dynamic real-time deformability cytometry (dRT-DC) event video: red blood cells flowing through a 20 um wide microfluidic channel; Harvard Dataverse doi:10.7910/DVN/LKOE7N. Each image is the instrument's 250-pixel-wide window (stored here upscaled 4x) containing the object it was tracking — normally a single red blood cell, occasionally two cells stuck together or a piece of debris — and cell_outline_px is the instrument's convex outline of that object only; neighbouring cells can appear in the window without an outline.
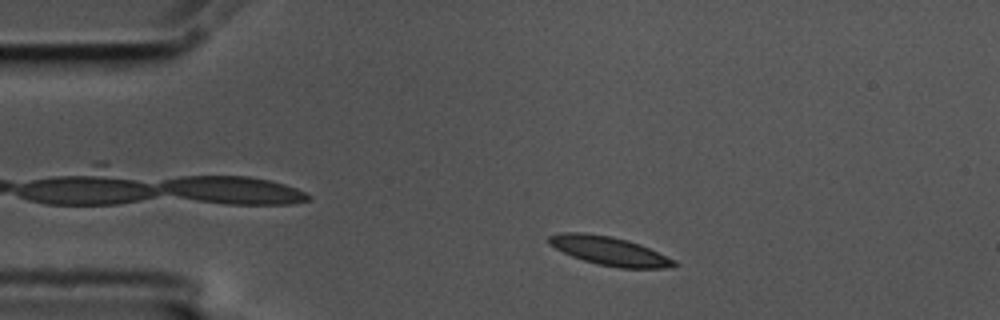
{"species": "common noctule bat (a hibernating species)", "species_latin": "Nyctalus noctula", "temperature_condition": "cold", "stored_images_in_passage": 47, "camera_frame_rate_fps": 3000, "um_per_image_px": 0.085, "animal": {"sex": "male", "body_mass_g": 17.5, "forearm_length_mm": 52.3}, "frame": {"image": 1, "passage_image": 1, "time_ms": 0.0, "image_size_px": [1000, 320], "cell_outline_px": [[680, 264], [668, 268], [620, 268], [596, 264], [572, 256], [548, 244], [548, 236], [564, 232], [584, 232], [612, 236], [628, 240], [640, 244], [676, 260]], "centroid_in_image_um": [51.82, 21.33], "position_along_channel_um": 33.2, "area_um2": 21.04}}
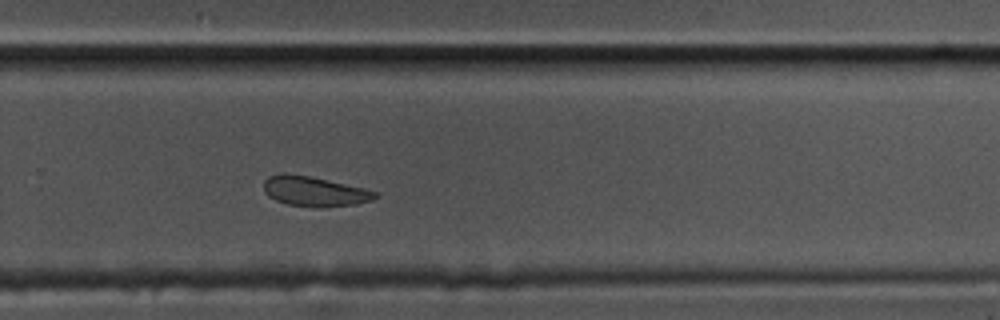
{"frame": {"image": 2, "passage_image": 28, "time_ms": 9.0, "image_size_px": [1000, 320], "cell_outline_px": [[380, 196], [372, 200], [356, 204], [288, 204], [276, 200], [268, 196], [264, 192], [264, 180], [268, 176], [284, 172], [308, 176], [364, 188], [376, 192]], "centroid_in_image_um": [26.68, 16.2], "position_along_channel_um": 303.1, "area_um2": 18.44}}
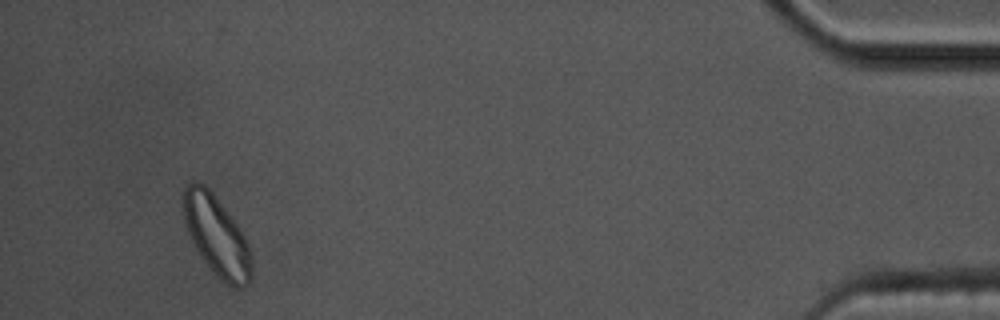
{"frame": {"image": 3, "passage_image": 44, "time_ms": 14.333, "image_size_px": [1000, 320], "cell_outline_px": [[252, 280], [248, 284], [240, 288], [228, 284], [204, 260], [196, 248], [188, 232], [184, 220], [184, 188], [188, 184], [204, 184], [212, 192], [240, 228], [248, 244], [252, 260]], "centroid_in_image_um": [18.45, 20.05], "position_along_channel_um": 416.7, "area_um2": 30.81}, "authors_computed_cell_mechanics": {"area_um2": 20.6924, "velocity_mm_per_s": 3.4735, "shape_relaxation_time_tau1_ms": null, "shape_relaxation_time_tau2_ms": 5.902, "deformation_change_tau1": null, "deformation_change_tau2": 0.1224}}